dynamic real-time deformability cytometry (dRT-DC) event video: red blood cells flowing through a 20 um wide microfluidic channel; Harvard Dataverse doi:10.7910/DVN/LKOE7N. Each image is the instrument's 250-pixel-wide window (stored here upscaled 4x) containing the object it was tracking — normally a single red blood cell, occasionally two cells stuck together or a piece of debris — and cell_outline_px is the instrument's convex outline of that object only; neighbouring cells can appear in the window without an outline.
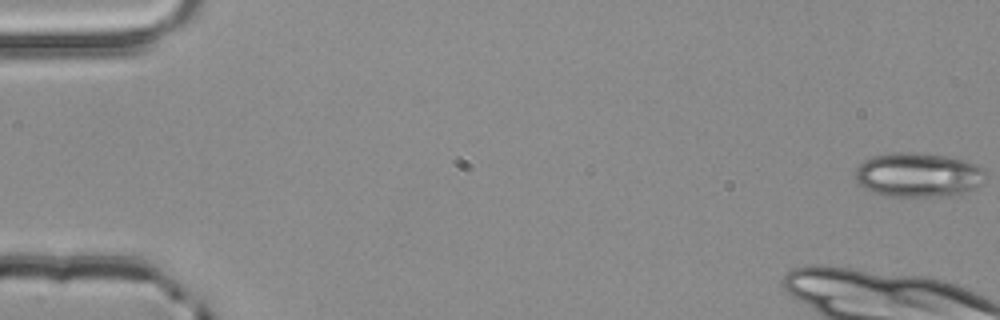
{"species": "common noctule bat (a hibernating species)", "species_latin": "Nyctalus noctula", "temperature_condition": "room temperature", "stored_images_in_passage": 16, "camera_frame_rate_fps": 3000, "um_per_image_px": 0.085, "animal": {"sex": "male", "body_mass_g": 20.4}, "frame": {"image": 1, "passage_image": 1, "time_ms": 0.0, "image_size_px": [1000, 320], "cell_outline_px": [[984, 172], [980, 184], [976, 188], [968, 192], [948, 196], [888, 196], [872, 192], [856, 184], [856, 168], [864, 160], [872, 156], [896, 152], [912, 152], [948, 156], [964, 160], [976, 164]], "centroid_in_image_um": [78.01, 14.87], "position_along_channel_um": 7.0, "area_um2": 33.7}}